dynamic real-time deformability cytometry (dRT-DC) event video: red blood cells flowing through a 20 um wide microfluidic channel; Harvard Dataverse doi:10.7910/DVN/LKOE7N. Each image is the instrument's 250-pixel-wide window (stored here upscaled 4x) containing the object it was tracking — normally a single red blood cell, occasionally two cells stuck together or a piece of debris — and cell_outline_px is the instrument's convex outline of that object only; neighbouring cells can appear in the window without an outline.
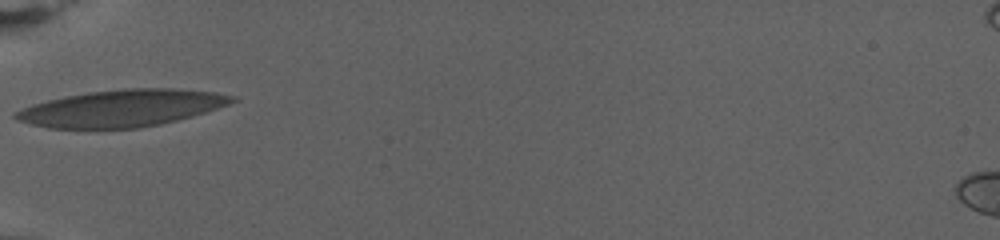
{"species": "human", "species_latin": "Homo sapiens", "temperature_condition": "warm", "stored_images_in_passage": 46, "camera_frame_rate_fps": 3000, "um_per_image_px": 0.085, "donor": {"sex": "female"}, "frame": {"image": 1, "passage_image": 1, "time_ms": 0.0, "image_size_px": [1000, 240], "cell_outline_px": [[240, 100], [192, 116], [160, 124], [140, 128], [48, 128], [32, 124], [20, 120], [12, 116], [12, 112], [32, 104], [64, 96], [88, 92], [124, 88], [172, 88], [212, 92], [236, 96]], "centroid_in_image_um": [10.34, 9.19], "position_along_channel_um": 74.7, "area_um2": 46.36}}
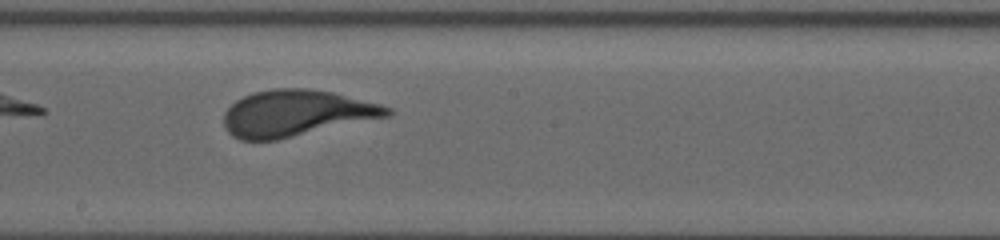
{"frame": {"image": 2, "passage_image": 18, "time_ms": 5.667, "image_size_px": [1000, 240], "cell_outline_px": [[392, 112], [388, 116], [276, 140], [240, 140], [232, 136], [224, 128], [224, 112], [236, 100], [252, 92], [272, 88], [308, 88], [332, 92], [380, 104], [392, 108]], "centroid_in_image_um": [25.13, 9.62], "position_along_channel_um": 223.1, "area_um2": 43.93}}
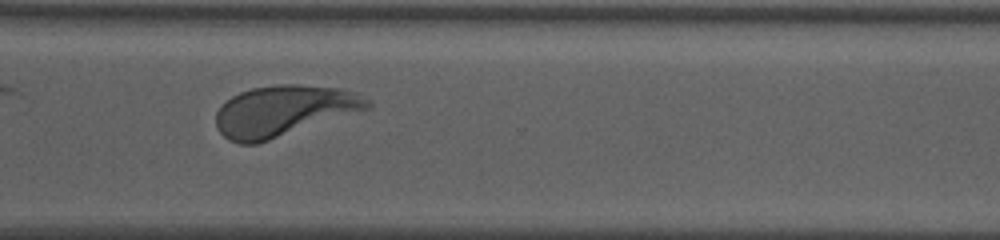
{"frame": {"image": 3, "passage_image": 32, "time_ms": 10.333, "image_size_px": [1000, 240], "cell_outline_px": [[372, 108], [256, 144], [240, 144], [228, 140], [216, 128], [216, 112], [232, 96], [240, 92], [252, 88], [280, 84], [300, 84], [340, 88], [360, 92], [372, 104]], "centroid_in_image_um": [24.16, 9.42], "position_along_channel_um": 346.4, "area_um2": 45.03}}